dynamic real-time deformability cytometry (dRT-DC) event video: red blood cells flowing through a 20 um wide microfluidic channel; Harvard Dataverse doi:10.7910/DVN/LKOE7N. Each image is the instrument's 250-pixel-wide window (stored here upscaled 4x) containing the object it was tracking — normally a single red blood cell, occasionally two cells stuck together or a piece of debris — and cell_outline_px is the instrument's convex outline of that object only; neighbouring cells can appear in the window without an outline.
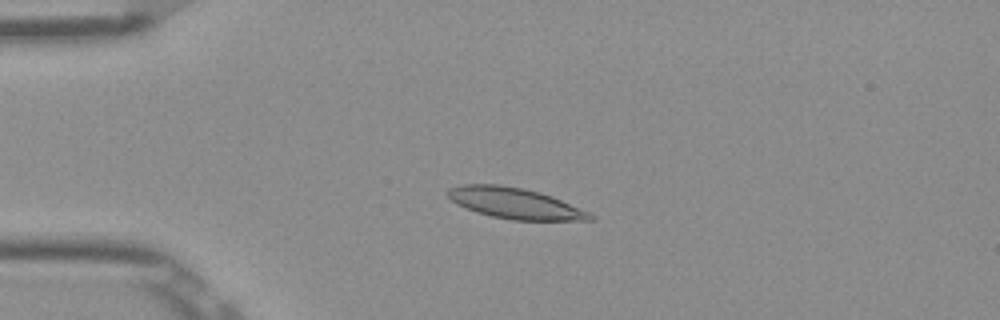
{"species": "Egyptian fruit bat (a non-hibernating species)", "species_latin": "Rousettus aegyptiacus", "temperature_condition": "room temperature", "stored_images_in_passage": 48, "camera_frame_rate_fps": 3000, "um_per_image_px": 0.085, "frame": {"image": 1, "passage_image": 8, "time_ms": 2.333, "image_size_px": [1000, 320], "cell_outline_px": [[596, 220], [512, 220], [492, 216], [476, 212], [464, 208], [456, 204], [448, 196], [448, 188], [464, 184], [500, 184], [524, 188], [540, 192], [552, 196], [588, 212], [596, 216]], "centroid_in_image_um": [43.76, 17.27], "position_along_channel_um": 41.2, "area_um2": 25.61}}
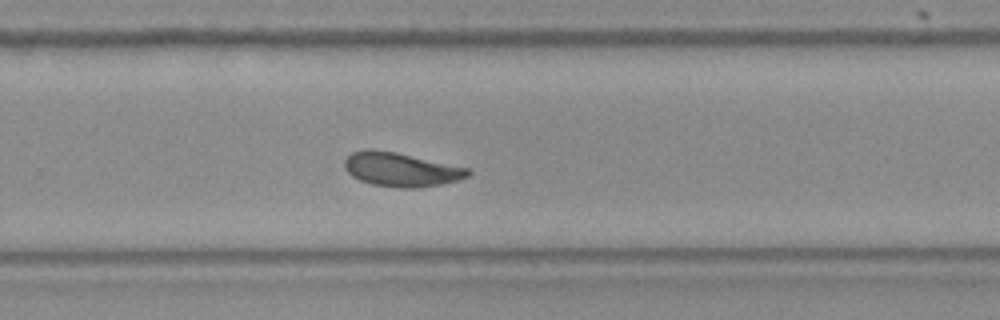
{"frame": {"image": 2, "passage_image": 30, "time_ms": 9.667, "image_size_px": [1000, 320], "cell_outline_px": [[472, 172], [468, 176], [456, 180], [440, 184], [416, 188], [400, 188], [372, 184], [360, 180], [352, 176], [344, 168], [344, 160], [352, 152], [364, 148], [372, 148], [396, 152], [468, 168]], "centroid_in_image_um": [34.03, 14.39], "position_along_channel_um": 295.8, "area_um2": 24.39}}
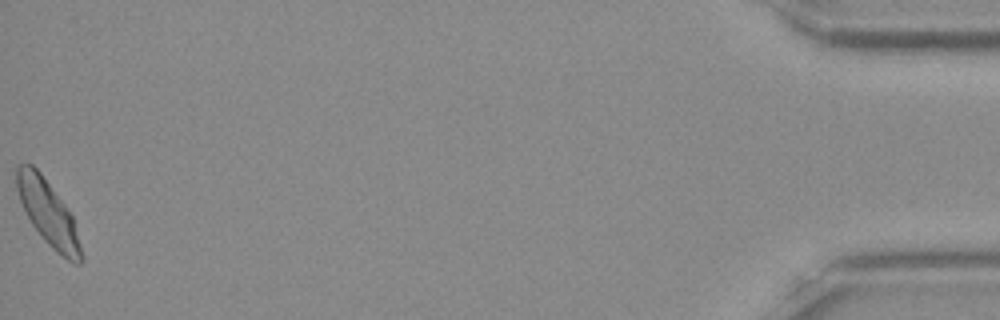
{"frame": {"image": 3, "passage_image": 48, "time_ms": 15.667, "image_size_px": [1000, 320], "cell_outline_px": [[84, 260], [80, 264], [72, 264], [56, 252], [44, 240], [32, 224], [20, 200], [16, 188], [16, 168], [20, 164], [32, 164], [40, 172], [64, 204], [72, 216], [84, 256]], "centroid_in_image_um": [4.11, 18.15], "position_along_channel_um": 431.1, "area_um2": 24.16}, "authors_computed_cell_mechanics": {"area_um2": 24.2182, "velocity_mm_per_s": 3.8606, "shape_relaxation_time_tau1_ms": 5.0171, "shape_relaxation_time_tau2_ms": 1.7852, "deformation_change_tau1": 0.1511, "deformation_change_tau2": 0.076}}